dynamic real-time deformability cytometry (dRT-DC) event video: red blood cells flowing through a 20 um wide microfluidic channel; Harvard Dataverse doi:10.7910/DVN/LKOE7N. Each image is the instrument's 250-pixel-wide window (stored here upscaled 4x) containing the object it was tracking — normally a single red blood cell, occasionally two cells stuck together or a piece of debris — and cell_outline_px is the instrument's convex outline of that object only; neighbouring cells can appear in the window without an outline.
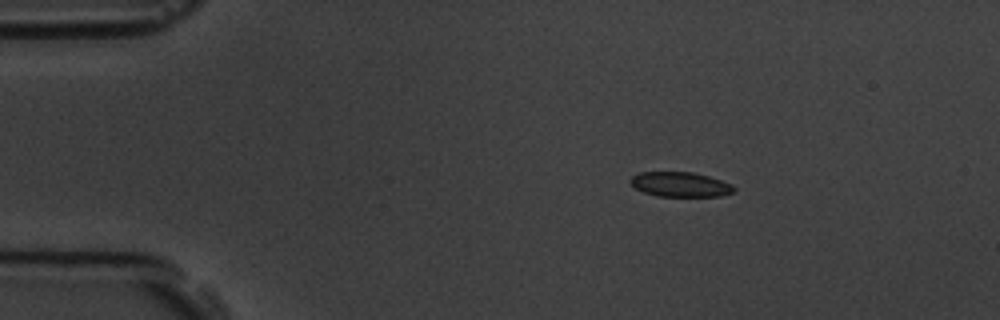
{"species": "common noctule bat (a hibernating species)", "species_latin": "Nyctalus noctula", "temperature_condition": "room temperature", "stored_images_in_passage": 3, "camera_frame_rate_fps": 3000, "um_per_image_px": 0.085, "animal": {"sex": "male", "body_mass_g": 19.5, "forearm_length_mm": 54.6}, "frame": {"image": 1, "passage_image": 1, "time_ms": 0.0, "image_size_px": [1000, 320], "cell_outline_px": [[736, 192], [720, 196], [656, 196], [644, 192], [636, 188], [628, 180], [632, 176], [640, 172], [692, 172], [708, 176], [732, 184], [736, 188]], "centroid_in_image_um": [57.84, 15.68], "position_along_channel_um": 27.2, "area_um2": 14.97}}